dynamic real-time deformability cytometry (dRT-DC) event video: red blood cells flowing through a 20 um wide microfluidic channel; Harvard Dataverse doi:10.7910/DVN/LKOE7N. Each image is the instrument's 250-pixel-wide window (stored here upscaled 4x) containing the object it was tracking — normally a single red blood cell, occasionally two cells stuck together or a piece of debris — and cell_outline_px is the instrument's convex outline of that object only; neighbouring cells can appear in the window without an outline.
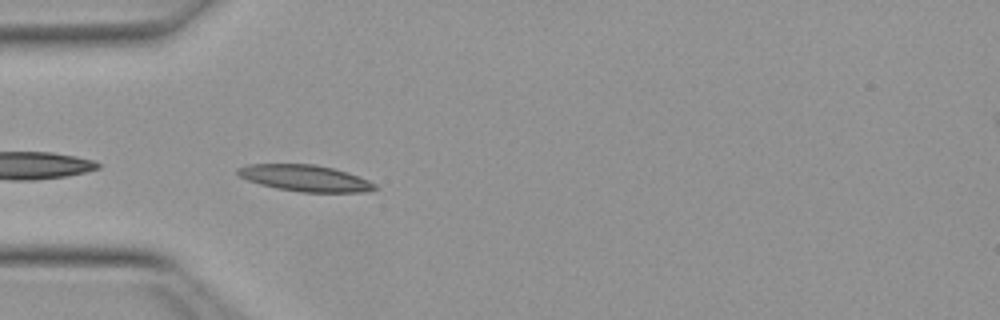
{"species": "Egyptian fruit bat (a non-hibernating species)", "species_latin": "Rousettus aegyptiacus", "temperature_condition": "warm", "stored_images_in_passage": 8, "camera_frame_rate_fps": 3000, "um_per_image_px": 0.085, "animal": {"sex": "female"}, "frame": {"image": 1, "passage_image": 2, "time_ms": 0.333, "image_size_px": [1000, 320], "cell_outline_px": [[380, 188], [368, 192], [300, 192], [276, 188], [260, 184], [248, 180], [240, 176], [236, 172], [236, 168], [248, 164], [312, 164], [332, 168], [368, 180], [376, 184]], "centroid_in_image_um": [25.93, 15.15], "position_along_channel_um": 59.1, "area_um2": 20.98}}
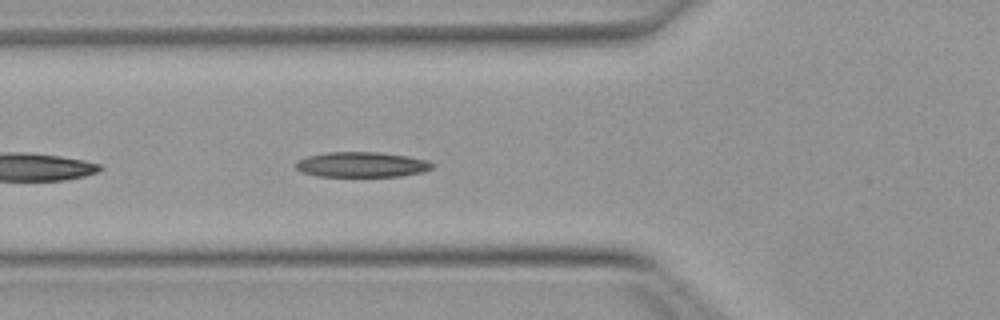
{"frame": {"image": 2, "passage_image": 5, "time_ms": 1.333, "image_size_px": [1000, 320], "cell_outline_px": [[436, 164], [432, 168], [420, 172], [400, 176], [316, 176], [300, 172], [296, 168], [296, 160], [308, 156], [328, 152], [376, 152], [408, 156], [428, 160]], "centroid_in_image_um": [30.73, 13.99], "position_along_channel_um": 95.1, "area_um2": 20.06}}